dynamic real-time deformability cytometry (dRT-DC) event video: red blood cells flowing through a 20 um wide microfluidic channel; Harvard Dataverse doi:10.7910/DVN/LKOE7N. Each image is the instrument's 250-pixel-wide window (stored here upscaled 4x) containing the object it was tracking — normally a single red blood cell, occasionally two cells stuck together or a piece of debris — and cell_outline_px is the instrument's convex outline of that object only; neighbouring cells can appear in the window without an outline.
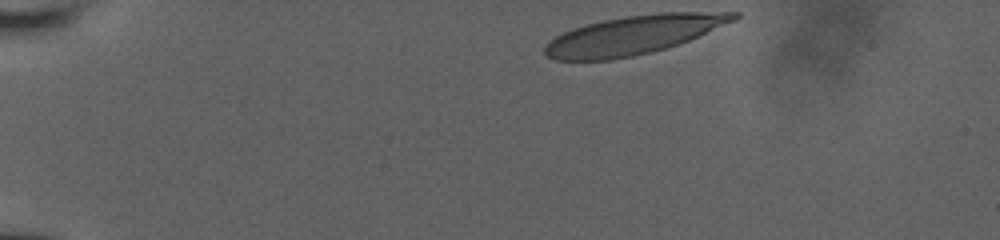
{"species": "human", "species_latin": "Homo sapiens", "temperature_condition": "room temperature", "stored_images_in_passage": 43, "camera_frame_rate_fps": 3000, "um_per_image_px": 0.085, "donor": {"sex": "male"}, "frame": {"image": 1, "passage_image": 1, "time_ms": 0.0, "image_size_px": [1000, 240], "cell_outline_px": [[740, 16], [736, 20], [688, 40], [664, 48], [632, 56], [612, 60], [556, 60], [548, 56], [544, 52], [544, 44], [548, 40], [572, 28], [604, 20], [628, 16], [660, 12], [740, 12]], "centroid_in_image_um": [53.83, 2.97], "position_along_channel_um": 31.2, "area_um2": 42.19}}
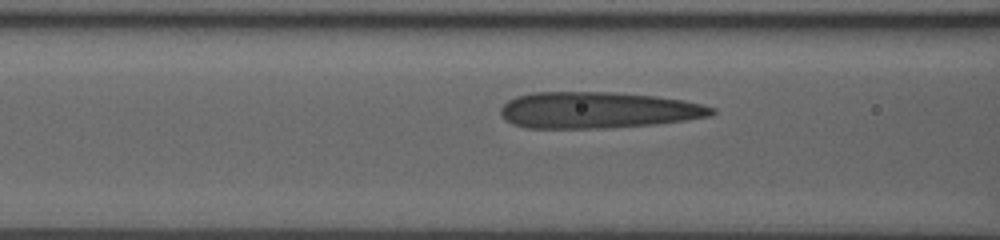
{"frame": {"image": 2, "passage_image": 24, "time_ms": 4.333, "image_size_px": [1000, 240], "cell_outline_px": [[716, 112], [712, 116], [684, 120], [652, 124], [612, 128], [528, 128], [512, 124], [504, 120], [500, 116], [500, 108], [508, 100], [516, 96], [532, 92], [612, 92], [652, 96], [680, 100], [700, 104], [716, 108]], "centroid_in_image_um": [50.75, 9.36], "position_along_channel_um": 115.8, "area_um2": 44.8}}
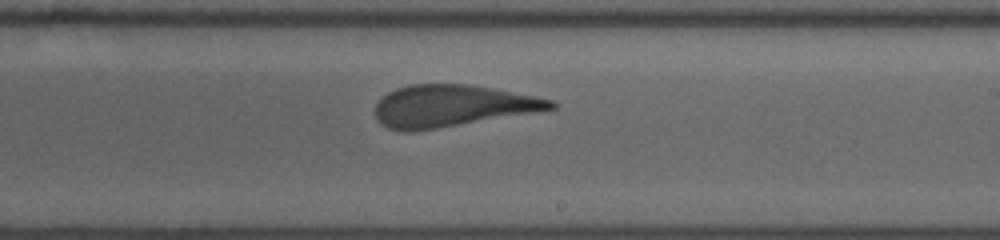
{"frame": {"image": 3, "passage_image": 42, "time_ms": 7.667, "image_size_px": [1000, 240], "cell_outline_px": [[556, 108], [412, 132], [404, 132], [388, 128], [380, 124], [376, 120], [376, 104], [388, 92], [396, 88], [408, 84], [468, 84], [492, 88], [536, 96], [552, 100], [556, 104]], "centroid_in_image_um": [38.36, 8.99], "position_along_channel_um": 250.6, "area_um2": 42.31}}